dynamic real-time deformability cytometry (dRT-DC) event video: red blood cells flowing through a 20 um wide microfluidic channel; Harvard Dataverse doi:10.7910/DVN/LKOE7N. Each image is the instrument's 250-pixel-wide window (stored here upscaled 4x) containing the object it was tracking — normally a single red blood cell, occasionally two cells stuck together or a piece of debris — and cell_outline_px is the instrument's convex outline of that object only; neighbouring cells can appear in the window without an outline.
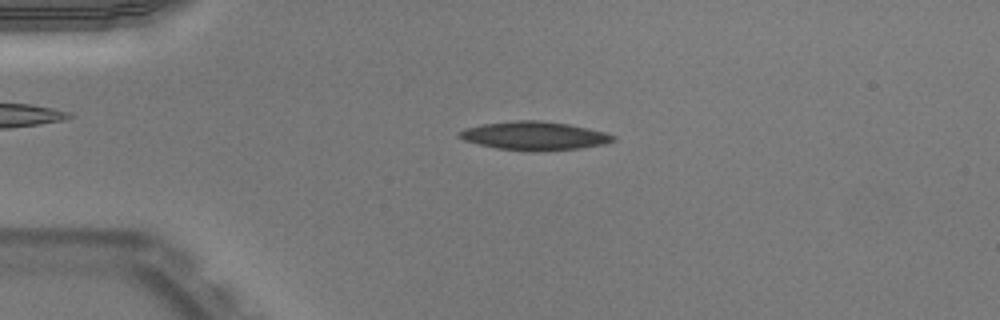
{"species": "Egyptian fruit bat (a non-hibernating species)", "species_latin": "Rousettus aegyptiacus", "temperature_condition": "warm", "stored_images_in_passage": 51, "camera_frame_rate_fps": 3000, "um_per_image_px": 0.085, "animal": {"sex": "male"}, "frame": {"image": 1, "passage_image": 11, "time_ms": 3.333, "image_size_px": [1000, 320], "cell_outline_px": [[616, 140], [604, 144], [580, 148], [496, 148], [464, 140], [456, 136], [456, 132], [464, 128], [484, 124], [516, 120], [540, 120], [568, 124], [588, 128], [604, 132], [616, 136]], "centroid_in_image_um": [45.39, 11.49], "position_along_channel_um": 39.6, "area_um2": 24.45}}
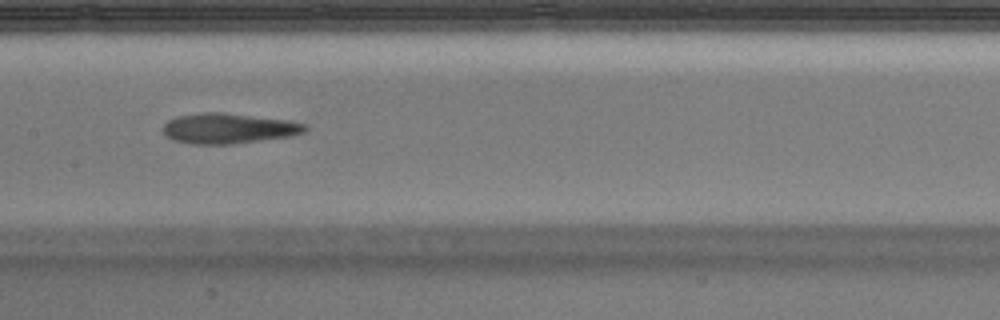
{"frame": {"image": 2, "passage_image": 25, "time_ms": 8.0, "image_size_px": [1000, 320], "cell_outline_px": [[308, 128], [304, 132], [292, 136], [232, 144], [192, 144], [172, 140], [164, 132], [164, 124], [168, 120], [176, 116], [200, 112], [220, 112], [288, 120], [308, 124]], "centroid_in_image_um": [19.44, 10.91], "position_along_channel_um": 188.0, "area_um2": 25.14}}
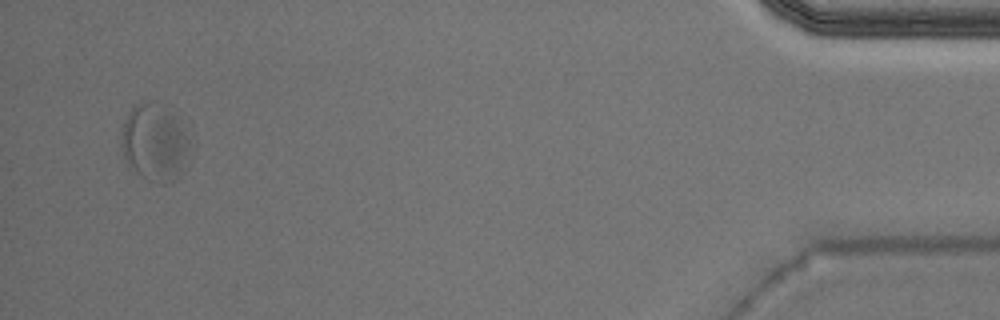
{"frame": {"image": 3, "passage_image": 49, "time_ms": 16.0, "image_size_px": [1000, 320], "cell_outline_px": [[192, 156], [184, 172], [176, 180], [164, 184], [156, 184], [148, 180], [128, 168], [120, 144], [120, 128], [128, 112], [136, 104], [144, 100], [156, 100], [172, 104], [188, 140]], "centroid_in_image_um": [13.17, 12.08], "position_along_channel_um": 422.0, "area_um2": 32.83}, "authors_computed_cell_mechanics": {"area_um2": 25.721, "velocity_mm_per_s": 3.8619, "shape_relaxation_time_tau1_ms": null, "shape_relaxation_time_tau2_ms": 1.8457, "deformation_change_tau1": null, "deformation_change_tau2": 0.0897}}